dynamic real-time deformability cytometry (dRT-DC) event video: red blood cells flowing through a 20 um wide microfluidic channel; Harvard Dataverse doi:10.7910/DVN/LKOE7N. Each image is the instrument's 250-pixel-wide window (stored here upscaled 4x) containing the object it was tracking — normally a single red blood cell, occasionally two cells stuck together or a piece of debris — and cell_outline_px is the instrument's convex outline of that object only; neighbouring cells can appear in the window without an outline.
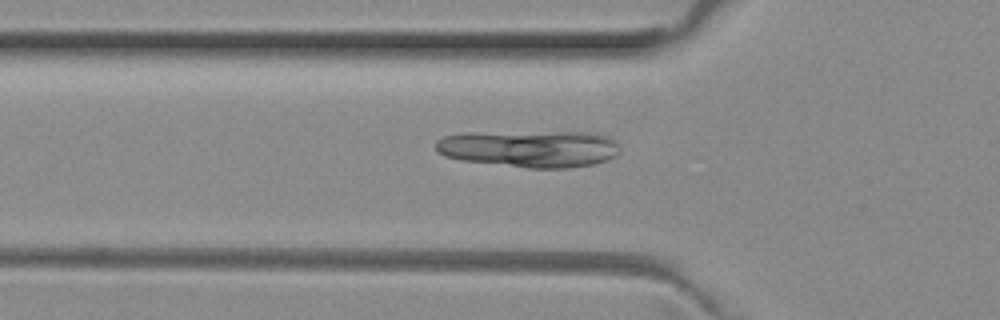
{"species": "common noctule bat (a hibernating species)", "species_latin": "Nyctalus noctula", "temperature_condition": "room temperature", "stored_images_in_passage": 34, "camera_frame_rate_fps": 3000, "um_per_image_px": 0.085, "animal": {"sex": "female", "body_mass_g": 29.2, "forearm_length_mm": 56.3}, "frame": {"image": 1, "passage_image": 3, "time_ms": 0.667, "image_size_px": [1000, 320], "cell_outline_px": [[620, 152], [616, 156], [608, 160], [592, 164], [568, 168], [528, 168], [460, 160], [444, 156], [436, 152], [436, 140], [444, 136], [460, 132], [596, 132], [608, 136], [616, 140], [620, 148]], "centroid_in_image_um": [45.02, 12.62], "position_along_channel_um": 80.8, "area_um2": 40.46}}
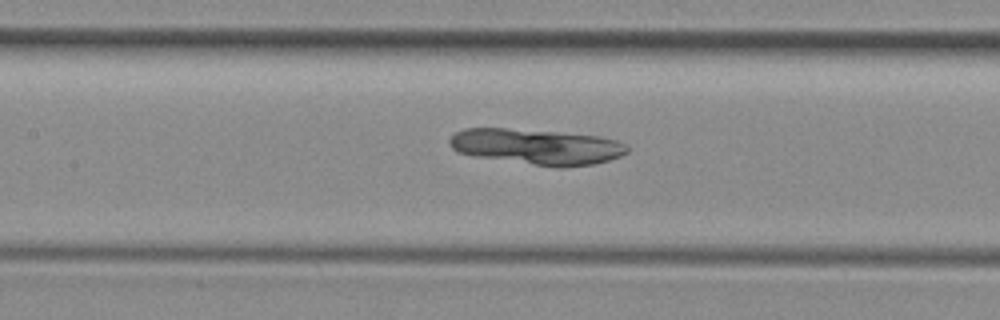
{"frame": {"image": 2, "passage_image": 9, "time_ms": 2.667, "image_size_px": [1000, 320], "cell_outline_px": [[628, 152], [620, 156], [608, 160], [592, 164], [564, 168], [556, 168], [472, 156], [456, 152], [452, 148], [448, 140], [456, 132], [464, 128], [504, 128], [556, 132], [600, 136], [616, 140], [628, 144]], "centroid_in_image_um": [45.62, 12.48], "position_along_channel_um": 161.8, "area_um2": 37.17}}
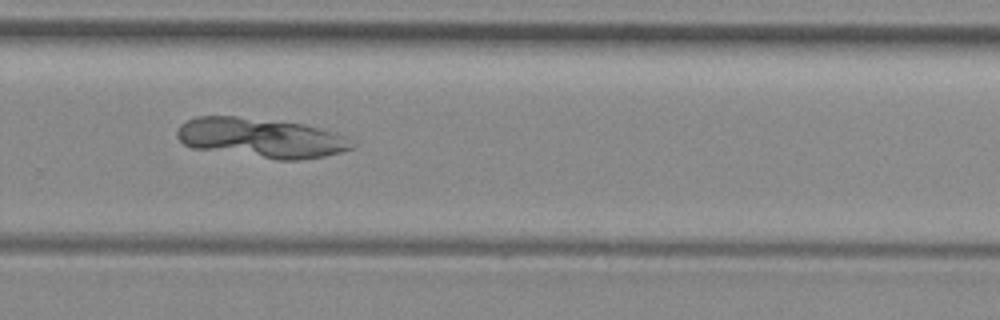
{"frame": {"image": 3, "passage_image": 20, "time_ms": 6.333, "image_size_px": [1000, 320], "cell_outline_px": [[356, 144], [352, 148], [340, 152], [324, 156], [300, 160], [276, 160], [192, 148], [184, 144], [176, 136], [176, 132], [180, 124], [196, 116], [236, 116], [304, 124], [332, 132]], "centroid_in_image_um": [22.12, 11.73], "position_along_channel_um": 307.7, "area_um2": 40.29}}